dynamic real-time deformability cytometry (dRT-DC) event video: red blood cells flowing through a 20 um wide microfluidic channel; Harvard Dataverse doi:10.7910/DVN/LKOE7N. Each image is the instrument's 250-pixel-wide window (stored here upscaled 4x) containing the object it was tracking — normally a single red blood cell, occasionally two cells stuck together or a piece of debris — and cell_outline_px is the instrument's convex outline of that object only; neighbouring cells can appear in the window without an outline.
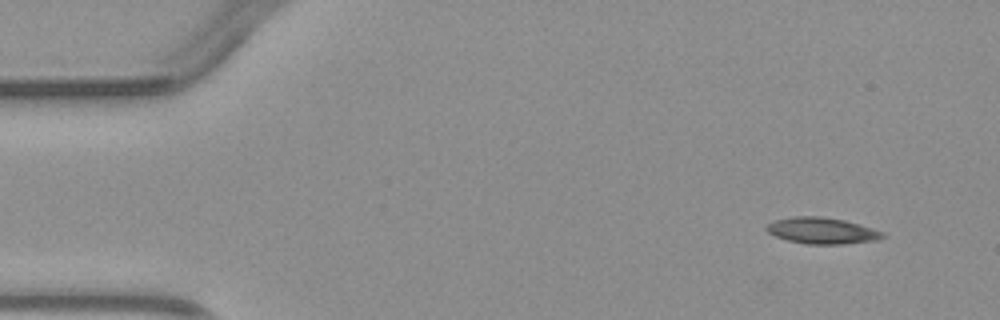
{"species": "common noctule bat (a hibernating species)", "species_latin": "Nyctalus noctula", "temperature_condition": "warm", "stored_images_in_passage": 4, "camera_frame_rate_fps": 3000, "um_per_image_px": 0.085, "animal": {"sex": "male", "body_mass_g": 23.1, "forearm_length_mm": 52.7}, "frame": {"image": 1, "passage_image": 1, "time_ms": 0.0, "image_size_px": [1000, 320], "cell_outline_px": [[884, 236], [876, 240], [844, 244], [808, 244], [788, 240], [776, 236], [768, 232], [764, 228], [764, 224], [776, 220], [792, 216], [820, 216], [844, 220], [872, 228], [884, 232]], "centroid_in_image_um": [69.83, 19.6], "position_along_channel_um": 15.2, "area_um2": 17.74}}
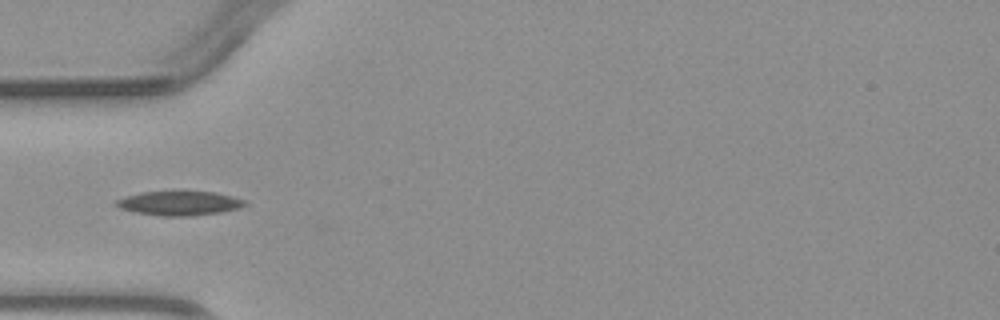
{"frame": {"image": 2, "passage_image": 4, "time_ms": 3.667, "image_size_px": [1000, 320], "cell_outline_px": [[248, 204], [240, 208], [220, 212], [188, 216], [160, 216], [136, 212], [120, 208], [112, 204], [116, 200], [140, 192], [216, 192], [232, 196], [244, 200]], "centroid_in_image_um": [15.25, 17.28], "position_along_channel_um": 69.8, "area_um2": 18.03}}